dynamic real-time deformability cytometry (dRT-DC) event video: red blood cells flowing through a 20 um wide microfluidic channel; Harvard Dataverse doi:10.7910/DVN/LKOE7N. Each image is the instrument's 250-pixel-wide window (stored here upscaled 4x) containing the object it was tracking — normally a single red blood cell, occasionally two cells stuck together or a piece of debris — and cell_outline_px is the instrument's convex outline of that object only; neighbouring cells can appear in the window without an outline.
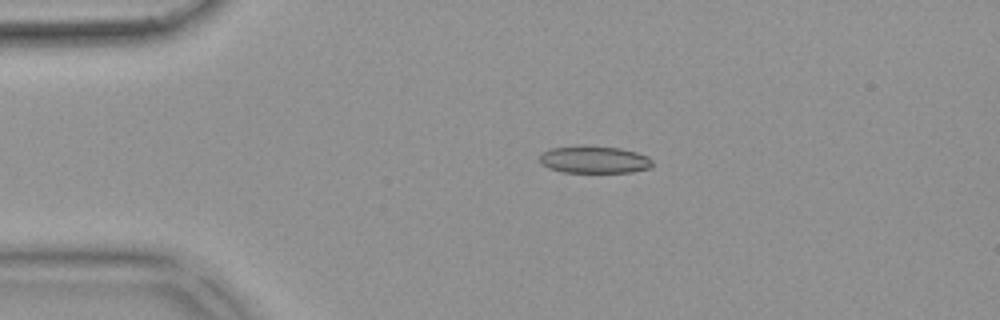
{"species": "common noctule bat (a hibernating species)", "species_latin": "Nyctalus noctula", "temperature_condition": "warm", "stored_images_in_passage": 52, "camera_frame_rate_fps": 3000, "um_per_image_px": 0.085, "animal": {"sex": "female", "body_mass_g": 18.4}, "frame": {"image": 1, "passage_image": 11, "time_ms": 3.333, "image_size_px": [1000, 320], "cell_outline_px": [[652, 164], [648, 168], [632, 172], [564, 172], [548, 168], [540, 164], [540, 152], [552, 148], [576, 144], [584, 144], [620, 148], [636, 152], [648, 156], [652, 160]], "centroid_in_image_um": [50.45, 13.54], "position_along_channel_um": 34.5, "area_um2": 18.32}}
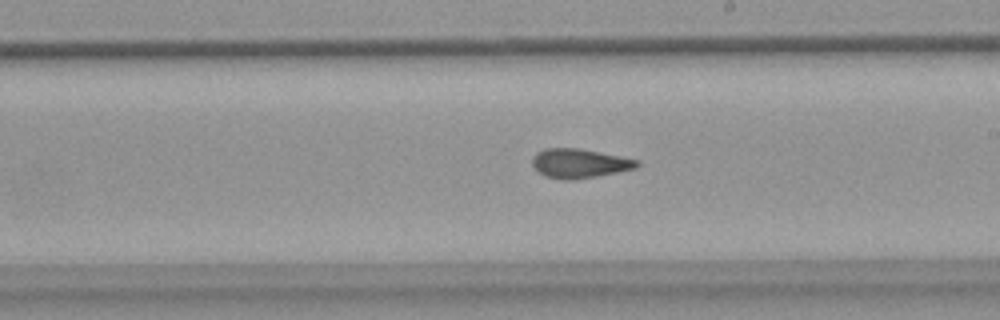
{"frame": {"image": 2, "passage_image": 30, "time_ms": 9.667, "image_size_px": [1000, 320], "cell_outline_px": [[640, 164], [636, 168], [596, 176], [572, 180], [564, 180], [544, 176], [532, 164], [532, 156], [536, 152], [544, 148], [580, 148], [640, 160]], "centroid_in_image_um": [49.24, 13.87], "position_along_channel_um": 239.8, "area_um2": 17.86}}
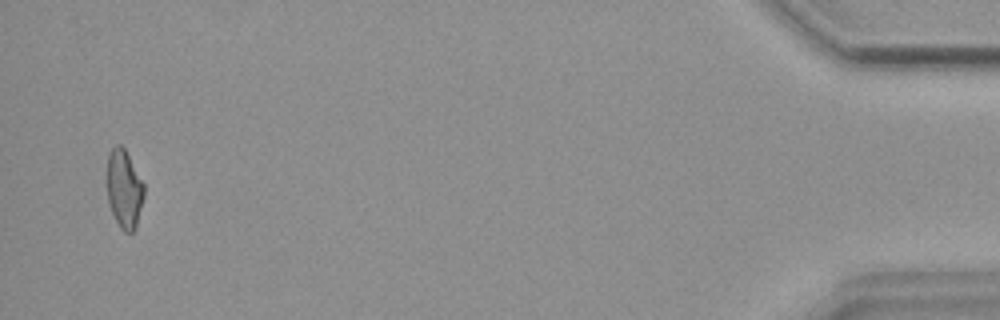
{"frame": {"image": 3, "passage_image": 51, "time_ms": 16.667, "image_size_px": [1000, 320], "cell_outline_px": [[144, 196], [136, 228], [132, 232], [124, 232], [120, 228], [108, 204], [108, 152], [116, 144], [120, 144], [124, 148], [144, 184]], "centroid_in_image_um": [10.56, 16.08], "position_along_channel_um": 424.6, "area_um2": 16.76}, "authors_computed_cell_mechanics": {"area_um2": 17.8602, "velocity_mm_per_s": 3.855, "shape_relaxation_time_tau1_ms": null, "shape_relaxation_time_tau2_ms": 2.3742, "deformation_change_tau1": null, "deformation_change_tau2": 0.109}}